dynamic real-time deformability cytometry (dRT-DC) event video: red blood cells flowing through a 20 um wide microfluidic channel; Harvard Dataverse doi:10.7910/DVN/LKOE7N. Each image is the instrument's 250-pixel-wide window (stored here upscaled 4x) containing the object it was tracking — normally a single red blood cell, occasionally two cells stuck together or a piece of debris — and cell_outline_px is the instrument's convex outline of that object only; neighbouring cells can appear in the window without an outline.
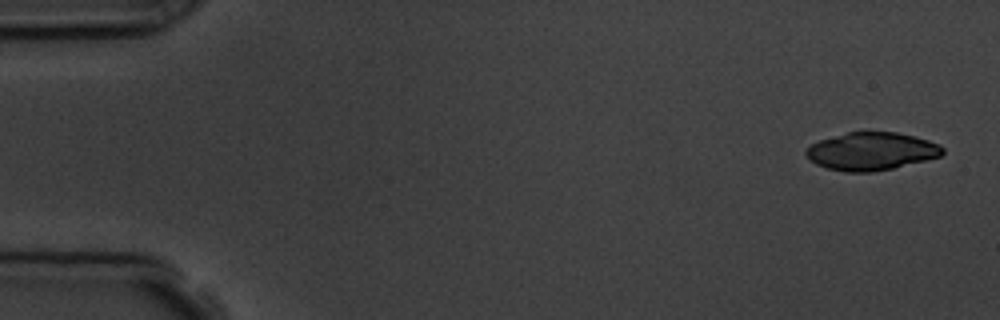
{"species": "common noctule bat (a hibernating species)", "species_latin": "Nyctalus noctula", "temperature_condition": "room temperature", "stored_images_in_passage": 4, "camera_frame_rate_fps": 3000, "um_per_image_px": 0.085, "animal": {"sex": "male", "body_mass_g": 19.5, "forearm_length_mm": 54.6}, "frame": {"image": 1, "passage_image": 1, "time_ms": 0.0, "image_size_px": [1000, 320], "cell_outline_px": [[944, 152], [940, 156], [892, 168], [872, 172], [844, 172], [828, 168], [816, 164], [804, 152], [812, 144], [820, 140], [848, 132], [896, 132], [916, 136], [940, 144], [944, 148]], "centroid_in_image_um": [74.09, 12.85], "position_along_channel_um": 10.9, "area_um2": 29.82}}